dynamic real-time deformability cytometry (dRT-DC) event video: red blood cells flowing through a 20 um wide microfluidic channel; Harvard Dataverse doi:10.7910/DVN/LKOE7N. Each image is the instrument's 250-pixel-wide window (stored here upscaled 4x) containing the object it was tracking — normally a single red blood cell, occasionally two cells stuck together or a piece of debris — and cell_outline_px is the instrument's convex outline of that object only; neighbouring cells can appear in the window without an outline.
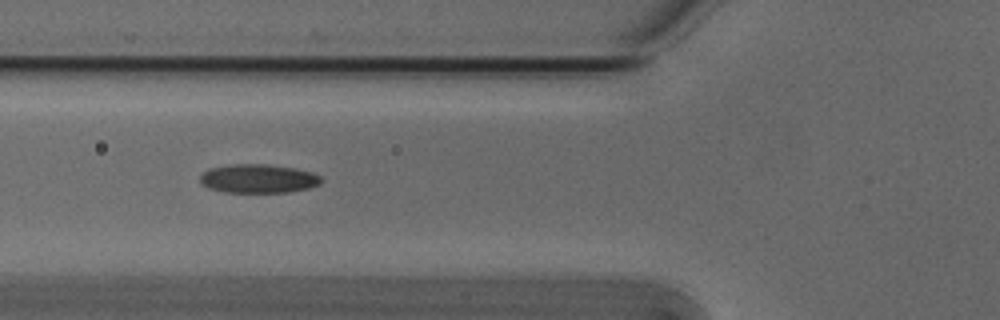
{"species": "Egyptian fruit bat (a non-hibernating species)", "species_latin": "Rousettus aegyptiacus", "temperature_condition": "cold", "stored_images_in_passage": 40, "camera_frame_rate_fps": 3000, "um_per_image_px": 0.085, "animal": {"sex": "male"}, "frame": {"image": 1, "passage_image": 11, "time_ms": 3.333, "image_size_px": [1000, 320], "cell_outline_px": [[324, 180], [320, 184], [308, 188], [288, 192], [224, 192], [208, 188], [200, 184], [200, 176], [208, 168], [228, 164], [268, 164], [296, 168], [312, 172], [320, 176]], "centroid_in_image_um": [21.94, 15.17], "position_along_channel_um": 103.9, "area_um2": 20.58}}
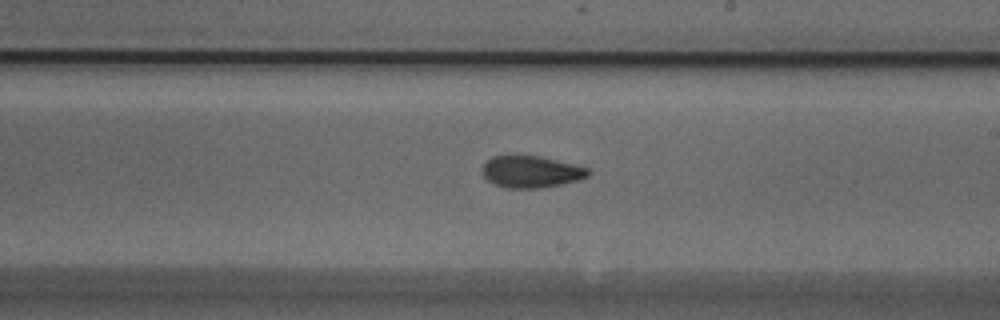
{"frame": {"image": 2, "passage_image": 22, "time_ms": 7.0, "image_size_px": [1000, 320], "cell_outline_px": [[592, 172], [588, 176], [576, 180], [560, 184], [540, 188], [504, 188], [492, 184], [484, 176], [484, 164], [492, 156], [540, 156], [588, 168]], "centroid_in_image_um": [45.14, 14.61], "position_along_channel_um": 243.9, "area_um2": 19.36}}
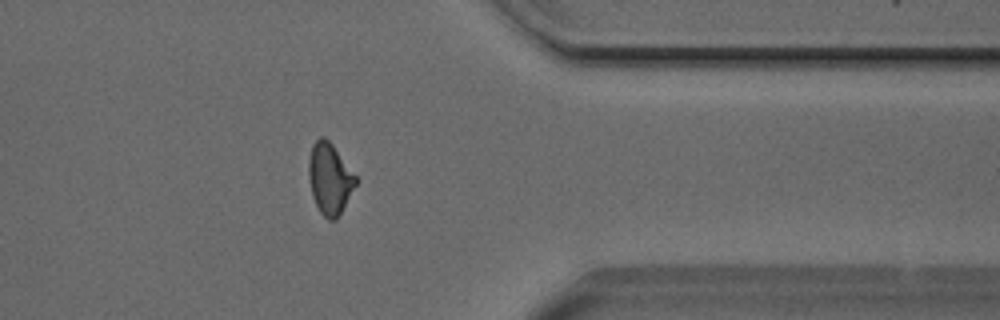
{"frame": {"image": 3, "passage_image": 34, "time_ms": 11.0, "image_size_px": [1000, 320], "cell_outline_px": [[356, 184], [336, 220], [328, 220], [320, 212], [312, 196], [308, 176], [308, 160], [312, 144], [320, 136], [324, 136], [332, 144], [356, 176]], "centroid_in_image_um": [27.99, 15.17], "position_along_channel_um": 383.4, "area_um2": 19.31}}